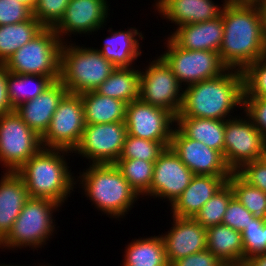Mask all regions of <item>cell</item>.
<instances>
[{
    "label": "cell",
    "instance_id": "obj_41",
    "mask_svg": "<svg viewBox=\"0 0 266 266\" xmlns=\"http://www.w3.org/2000/svg\"><path fill=\"white\" fill-rule=\"evenodd\" d=\"M263 134L266 142V97H243V112Z\"/></svg>",
    "mask_w": 266,
    "mask_h": 266
},
{
    "label": "cell",
    "instance_id": "obj_50",
    "mask_svg": "<svg viewBox=\"0 0 266 266\" xmlns=\"http://www.w3.org/2000/svg\"><path fill=\"white\" fill-rule=\"evenodd\" d=\"M221 266H240V264H227V263H223Z\"/></svg>",
    "mask_w": 266,
    "mask_h": 266
},
{
    "label": "cell",
    "instance_id": "obj_18",
    "mask_svg": "<svg viewBox=\"0 0 266 266\" xmlns=\"http://www.w3.org/2000/svg\"><path fill=\"white\" fill-rule=\"evenodd\" d=\"M173 226L161 237L164 242L169 265L175 260L207 248L206 228L194 218H181L172 215Z\"/></svg>",
    "mask_w": 266,
    "mask_h": 266
},
{
    "label": "cell",
    "instance_id": "obj_9",
    "mask_svg": "<svg viewBox=\"0 0 266 266\" xmlns=\"http://www.w3.org/2000/svg\"><path fill=\"white\" fill-rule=\"evenodd\" d=\"M42 148L41 137L15 110L0 116V163L5 172H17Z\"/></svg>",
    "mask_w": 266,
    "mask_h": 266
},
{
    "label": "cell",
    "instance_id": "obj_27",
    "mask_svg": "<svg viewBox=\"0 0 266 266\" xmlns=\"http://www.w3.org/2000/svg\"><path fill=\"white\" fill-rule=\"evenodd\" d=\"M85 124L125 122L126 103L112 97L89 91L80 94Z\"/></svg>",
    "mask_w": 266,
    "mask_h": 266
},
{
    "label": "cell",
    "instance_id": "obj_38",
    "mask_svg": "<svg viewBox=\"0 0 266 266\" xmlns=\"http://www.w3.org/2000/svg\"><path fill=\"white\" fill-rule=\"evenodd\" d=\"M70 0H38L33 16L45 28H54L65 14Z\"/></svg>",
    "mask_w": 266,
    "mask_h": 266
},
{
    "label": "cell",
    "instance_id": "obj_7",
    "mask_svg": "<svg viewBox=\"0 0 266 266\" xmlns=\"http://www.w3.org/2000/svg\"><path fill=\"white\" fill-rule=\"evenodd\" d=\"M62 43L53 28H44L9 57L4 66L10 73L48 76L57 81Z\"/></svg>",
    "mask_w": 266,
    "mask_h": 266
},
{
    "label": "cell",
    "instance_id": "obj_47",
    "mask_svg": "<svg viewBox=\"0 0 266 266\" xmlns=\"http://www.w3.org/2000/svg\"><path fill=\"white\" fill-rule=\"evenodd\" d=\"M228 1L238 5H250V6H257L266 3V0H228Z\"/></svg>",
    "mask_w": 266,
    "mask_h": 266
},
{
    "label": "cell",
    "instance_id": "obj_12",
    "mask_svg": "<svg viewBox=\"0 0 266 266\" xmlns=\"http://www.w3.org/2000/svg\"><path fill=\"white\" fill-rule=\"evenodd\" d=\"M244 116V118H243ZM225 120L224 159L232 172L244 164L263 157L265 140L263 134L246 115Z\"/></svg>",
    "mask_w": 266,
    "mask_h": 266
},
{
    "label": "cell",
    "instance_id": "obj_14",
    "mask_svg": "<svg viewBox=\"0 0 266 266\" xmlns=\"http://www.w3.org/2000/svg\"><path fill=\"white\" fill-rule=\"evenodd\" d=\"M176 117L169 111L146 104L140 99L126 104L127 135L161 142L170 147Z\"/></svg>",
    "mask_w": 266,
    "mask_h": 266
},
{
    "label": "cell",
    "instance_id": "obj_36",
    "mask_svg": "<svg viewBox=\"0 0 266 266\" xmlns=\"http://www.w3.org/2000/svg\"><path fill=\"white\" fill-rule=\"evenodd\" d=\"M243 77V97H266V55L250 64L243 71Z\"/></svg>",
    "mask_w": 266,
    "mask_h": 266
},
{
    "label": "cell",
    "instance_id": "obj_34",
    "mask_svg": "<svg viewBox=\"0 0 266 266\" xmlns=\"http://www.w3.org/2000/svg\"><path fill=\"white\" fill-rule=\"evenodd\" d=\"M234 196L230 184L227 182L206 204L199 210L194 219L204 228L222 224L226 208Z\"/></svg>",
    "mask_w": 266,
    "mask_h": 266
},
{
    "label": "cell",
    "instance_id": "obj_46",
    "mask_svg": "<svg viewBox=\"0 0 266 266\" xmlns=\"http://www.w3.org/2000/svg\"><path fill=\"white\" fill-rule=\"evenodd\" d=\"M257 7L261 17L262 36L266 45V3L257 5Z\"/></svg>",
    "mask_w": 266,
    "mask_h": 266
},
{
    "label": "cell",
    "instance_id": "obj_8",
    "mask_svg": "<svg viewBox=\"0 0 266 266\" xmlns=\"http://www.w3.org/2000/svg\"><path fill=\"white\" fill-rule=\"evenodd\" d=\"M166 51L160 57L167 63L178 82L186 87L190 84L215 78L228 68L219 52L208 50H186L180 48L170 37L166 40Z\"/></svg>",
    "mask_w": 266,
    "mask_h": 266
},
{
    "label": "cell",
    "instance_id": "obj_15",
    "mask_svg": "<svg viewBox=\"0 0 266 266\" xmlns=\"http://www.w3.org/2000/svg\"><path fill=\"white\" fill-rule=\"evenodd\" d=\"M170 147L195 175L231 176L233 173L221 152L187 138L176 126Z\"/></svg>",
    "mask_w": 266,
    "mask_h": 266
},
{
    "label": "cell",
    "instance_id": "obj_49",
    "mask_svg": "<svg viewBox=\"0 0 266 266\" xmlns=\"http://www.w3.org/2000/svg\"><path fill=\"white\" fill-rule=\"evenodd\" d=\"M262 160L266 163V144H265V148H264V151H263Z\"/></svg>",
    "mask_w": 266,
    "mask_h": 266
},
{
    "label": "cell",
    "instance_id": "obj_52",
    "mask_svg": "<svg viewBox=\"0 0 266 266\" xmlns=\"http://www.w3.org/2000/svg\"><path fill=\"white\" fill-rule=\"evenodd\" d=\"M264 225H265V239H266V220L264 221Z\"/></svg>",
    "mask_w": 266,
    "mask_h": 266
},
{
    "label": "cell",
    "instance_id": "obj_2",
    "mask_svg": "<svg viewBox=\"0 0 266 266\" xmlns=\"http://www.w3.org/2000/svg\"><path fill=\"white\" fill-rule=\"evenodd\" d=\"M184 88L181 109L176 117L228 120L234 117L231 115L234 108L239 106L243 110V71L227 69L215 78Z\"/></svg>",
    "mask_w": 266,
    "mask_h": 266
},
{
    "label": "cell",
    "instance_id": "obj_39",
    "mask_svg": "<svg viewBox=\"0 0 266 266\" xmlns=\"http://www.w3.org/2000/svg\"><path fill=\"white\" fill-rule=\"evenodd\" d=\"M253 218V214L233 196L227 205L222 224L242 232L252 223Z\"/></svg>",
    "mask_w": 266,
    "mask_h": 266
},
{
    "label": "cell",
    "instance_id": "obj_26",
    "mask_svg": "<svg viewBox=\"0 0 266 266\" xmlns=\"http://www.w3.org/2000/svg\"><path fill=\"white\" fill-rule=\"evenodd\" d=\"M175 124L187 138L202 142L224 156L225 120L176 117Z\"/></svg>",
    "mask_w": 266,
    "mask_h": 266
},
{
    "label": "cell",
    "instance_id": "obj_17",
    "mask_svg": "<svg viewBox=\"0 0 266 266\" xmlns=\"http://www.w3.org/2000/svg\"><path fill=\"white\" fill-rule=\"evenodd\" d=\"M109 6L107 0H70L63 18L53 29L62 42L65 35L97 33L106 25Z\"/></svg>",
    "mask_w": 266,
    "mask_h": 266
},
{
    "label": "cell",
    "instance_id": "obj_30",
    "mask_svg": "<svg viewBox=\"0 0 266 266\" xmlns=\"http://www.w3.org/2000/svg\"><path fill=\"white\" fill-rule=\"evenodd\" d=\"M44 28L34 16L21 23L0 26V64H4L20 47L32 40Z\"/></svg>",
    "mask_w": 266,
    "mask_h": 266
},
{
    "label": "cell",
    "instance_id": "obj_53",
    "mask_svg": "<svg viewBox=\"0 0 266 266\" xmlns=\"http://www.w3.org/2000/svg\"><path fill=\"white\" fill-rule=\"evenodd\" d=\"M240 266H248L245 262H243L242 264H240Z\"/></svg>",
    "mask_w": 266,
    "mask_h": 266
},
{
    "label": "cell",
    "instance_id": "obj_20",
    "mask_svg": "<svg viewBox=\"0 0 266 266\" xmlns=\"http://www.w3.org/2000/svg\"><path fill=\"white\" fill-rule=\"evenodd\" d=\"M227 1L219 6L212 0H155L153 6L160 17L180 27L216 19Z\"/></svg>",
    "mask_w": 266,
    "mask_h": 266
},
{
    "label": "cell",
    "instance_id": "obj_11",
    "mask_svg": "<svg viewBox=\"0 0 266 266\" xmlns=\"http://www.w3.org/2000/svg\"><path fill=\"white\" fill-rule=\"evenodd\" d=\"M84 129L81 95L67 93L57 106L47 131L41 137L42 146L73 151L79 144Z\"/></svg>",
    "mask_w": 266,
    "mask_h": 266
},
{
    "label": "cell",
    "instance_id": "obj_42",
    "mask_svg": "<svg viewBox=\"0 0 266 266\" xmlns=\"http://www.w3.org/2000/svg\"><path fill=\"white\" fill-rule=\"evenodd\" d=\"M236 173L249 185L266 193V163L262 159L244 164Z\"/></svg>",
    "mask_w": 266,
    "mask_h": 266
},
{
    "label": "cell",
    "instance_id": "obj_16",
    "mask_svg": "<svg viewBox=\"0 0 266 266\" xmlns=\"http://www.w3.org/2000/svg\"><path fill=\"white\" fill-rule=\"evenodd\" d=\"M194 176L172 148L167 147L154 162L150 197L169 201L171 206L189 186Z\"/></svg>",
    "mask_w": 266,
    "mask_h": 266
},
{
    "label": "cell",
    "instance_id": "obj_23",
    "mask_svg": "<svg viewBox=\"0 0 266 266\" xmlns=\"http://www.w3.org/2000/svg\"><path fill=\"white\" fill-rule=\"evenodd\" d=\"M30 198L23 179L16 172H3L0 180V242Z\"/></svg>",
    "mask_w": 266,
    "mask_h": 266
},
{
    "label": "cell",
    "instance_id": "obj_29",
    "mask_svg": "<svg viewBox=\"0 0 266 266\" xmlns=\"http://www.w3.org/2000/svg\"><path fill=\"white\" fill-rule=\"evenodd\" d=\"M135 68H116L94 91L126 104L139 99L140 70Z\"/></svg>",
    "mask_w": 266,
    "mask_h": 266
},
{
    "label": "cell",
    "instance_id": "obj_32",
    "mask_svg": "<svg viewBox=\"0 0 266 266\" xmlns=\"http://www.w3.org/2000/svg\"><path fill=\"white\" fill-rule=\"evenodd\" d=\"M114 164L139 196H150L154 162L139 159H118Z\"/></svg>",
    "mask_w": 266,
    "mask_h": 266
},
{
    "label": "cell",
    "instance_id": "obj_54",
    "mask_svg": "<svg viewBox=\"0 0 266 266\" xmlns=\"http://www.w3.org/2000/svg\"><path fill=\"white\" fill-rule=\"evenodd\" d=\"M39 266H50V264H49V265H45V264L42 265V264H39Z\"/></svg>",
    "mask_w": 266,
    "mask_h": 266
},
{
    "label": "cell",
    "instance_id": "obj_33",
    "mask_svg": "<svg viewBox=\"0 0 266 266\" xmlns=\"http://www.w3.org/2000/svg\"><path fill=\"white\" fill-rule=\"evenodd\" d=\"M227 182L230 184L234 197L256 219L266 220V193L249 185L236 172H233Z\"/></svg>",
    "mask_w": 266,
    "mask_h": 266
},
{
    "label": "cell",
    "instance_id": "obj_28",
    "mask_svg": "<svg viewBox=\"0 0 266 266\" xmlns=\"http://www.w3.org/2000/svg\"><path fill=\"white\" fill-rule=\"evenodd\" d=\"M125 248L122 266H170L160 234L134 239Z\"/></svg>",
    "mask_w": 266,
    "mask_h": 266
},
{
    "label": "cell",
    "instance_id": "obj_48",
    "mask_svg": "<svg viewBox=\"0 0 266 266\" xmlns=\"http://www.w3.org/2000/svg\"><path fill=\"white\" fill-rule=\"evenodd\" d=\"M17 1L21 2L22 4L30 8L32 11L35 9L38 2V0H17Z\"/></svg>",
    "mask_w": 266,
    "mask_h": 266
},
{
    "label": "cell",
    "instance_id": "obj_24",
    "mask_svg": "<svg viewBox=\"0 0 266 266\" xmlns=\"http://www.w3.org/2000/svg\"><path fill=\"white\" fill-rule=\"evenodd\" d=\"M139 31L135 27L126 31H115L110 28L108 30L110 35L103 40L102 48H96V50L116 68L134 67V60L137 61L142 53L139 40L144 39L143 33Z\"/></svg>",
    "mask_w": 266,
    "mask_h": 266
},
{
    "label": "cell",
    "instance_id": "obj_13",
    "mask_svg": "<svg viewBox=\"0 0 266 266\" xmlns=\"http://www.w3.org/2000/svg\"><path fill=\"white\" fill-rule=\"evenodd\" d=\"M126 135L125 122L85 124L72 153L89 159L90 164H114L122 153Z\"/></svg>",
    "mask_w": 266,
    "mask_h": 266
},
{
    "label": "cell",
    "instance_id": "obj_31",
    "mask_svg": "<svg viewBox=\"0 0 266 266\" xmlns=\"http://www.w3.org/2000/svg\"><path fill=\"white\" fill-rule=\"evenodd\" d=\"M54 81L48 76L16 74L8 71L7 97L13 109L40 95Z\"/></svg>",
    "mask_w": 266,
    "mask_h": 266
},
{
    "label": "cell",
    "instance_id": "obj_19",
    "mask_svg": "<svg viewBox=\"0 0 266 266\" xmlns=\"http://www.w3.org/2000/svg\"><path fill=\"white\" fill-rule=\"evenodd\" d=\"M67 93L66 87L57 80L36 98L20 104L14 110L34 132L42 137L50 125L57 106Z\"/></svg>",
    "mask_w": 266,
    "mask_h": 266
},
{
    "label": "cell",
    "instance_id": "obj_25",
    "mask_svg": "<svg viewBox=\"0 0 266 266\" xmlns=\"http://www.w3.org/2000/svg\"><path fill=\"white\" fill-rule=\"evenodd\" d=\"M207 250L222 263L242 264L244 249L241 232L227 225L218 224L206 229Z\"/></svg>",
    "mask_w": 266,
    "mask_h": 266
},
{
    "label": "cell",
    "instance_id": "obj_1",
    "mask_svg": "<svg viewBox=\"0 0 266 266\" xmlns=\"http://www.w3.org/2000/svg\"><path fill=\"white\" fill-rule=\"evenodd\" d=\"M221 15L223 41L219 50L220 58L228 69L244 71L266 55L258 7L227 1Z\"/></svg>",
    "mask_w": 266,
    "mask_h": 266
},
{
    "label": "cell",
    "instance_id": "obj_21",
    "mask_svg": "<svg viewBox=\"0 0 266 266\" xmlns=\"http://www.w3.org/2000/svg\"><path fill=\"white\" fill-rule=\"evenodd\" d=\"M230 176L195 175L189 186L171 205L173 216L194 218L226 183Z\"/></svg>",
    "mask_w": 266,
    "mask_h": 266
},
{
    "label": "cell",
    "instance_id": "obj_10",
    "mask_svg": "<svg viewBox=\"0 0 266 266\" xmlns=\"http://www.w3.org/2000/svg\"><path fill=\"white\" fill-rule=\"evenodd\" d=\"M140 69L139 99L178 115L183 99V86L167 63L159 56Z\"/></svg>",
    "mask_w": 266,
    "mask_h": 266
},
{
    "label": "cell",
    "instance_id": "obj_35",
    "mask_svg": "<svg viewBox=\"0 0 266 266\" xmlns=\"http://www.w3.org/2000/svg\"><path fill=\"white\" fill-rule=\"evenodd\" d=\"M165 148L161 142L126 135L119 159H139L155 162Z\"/></svg>",
    "mask_w": 266,
    "mask_h": 266
},
{
    "label": "cell",
    "instance_id": "obj_51",
    "mask_svg": "<svg viewBox=\"0 0 266 266\" xmlns=\"http://www.w3.org/2000/svg\"><path fill=\"white\" fill-rule=\"evenodd\" d=\"M0 266H19V265H11V264H8V265H7V264H5V263H2V264L0 263ZM21 266H22V265H21Z\"/></svg>",
    "mask_w": 266,
    "mask_h": 266
},
{
    "label": "cell",
    "instance_id": "obj_43",
    "mask_svg": "<svg viewBox=\"0 0 266 266\" xmlns=\"http://www.w3.org/2000/svg\"><path fill=\"white\" fill-rule=\"evenodd\" d=\"M223 263L209 250L175 260L170 266H221Z\"/></svg>",
    "mask_w": 266,
    "mask_h": 266
},
{
    "label": "cell",
    "instance_id": "obj_5",
    "mask_svg": "<svg viewBox=\"0 0 266 266\" xmlns=\"http://www.w3.org/2000/svg\"><path fill=\"white\" fill-rule=\"evenodd\" d=\"M62 43L59 80L68 93L82 94L94 91L116 67L95 48Z\"/></svg>",
    "mask_w": 266,
    "mask_h": 266
},
{
    "label": "cell",
    "instance_id": "obj_6",
    "mask_svg": "<svg viewBox=\"0 0 266 266\" xmlns=\"http://www.w3.org/2000/svg\"><path fill=\"white\" fill-rule=\"evenodd\" d=\"M61 205L45 198H29L15 220L7 236L0 242V248L14 250L23 247H44L55 233L54 211ZM51 236V237H50Z\"/></svg>",
    "mask_w": 266,
    "mask_h": 266
},
{
    "label": "cell",
    "instance_id": "obj_44",
    "mask_svg": "<svg viewBox=\"0 0 266 266\" xmlns=\"http://www.w3.org/2000/svg\"><path fill=\"white\" fill-rule=\"evenodd\" d=\"M7 75L4 64H0V116L14 111L7 97Z\"/></svg>",
    "mask_w": 266,
    "mask_h": 266
},
{
    "label": "cell",
    "instance_id": "obj_4",
    "mask_svg": "<svg viewBox=\"0 0 266 266\" xmlns=\"http://www.w3.org/2000/svg\"><path fill=\"white\" fill-rule=\"evenodd\" d=\"M80 171L78 180L82 192L95 208L110 218H123L132 210L139 196L128 184L115 164H89ZM134 203V204H133Z\"/></svg>",
    "mask_w": 266,
    "mask_h": 266
},
{
    "label": "cell",
    "instance_id": "obj_22",
    "mask_svg": "<svg viewBox=\"0 0 266 266\" xmlns=\"http://www.w3.org/2000/svg\"><path fill=\"white\" fill-rule=\"evenodd\" d=\"M170 38L186 50H208L219 52L223 41L222 15L216 19L176 27Z\"/></svg>",
    "mask_w": 266,
    "mask_h": 266
},
{
    "label": "cell",
    "instance_id": "obj_3",
    "mask_svg": "<svg viewBox=\"0 0 266 266\" xmlns=\"http://www.w3.org/2000/svg\"><path fill=\"white\" fill-rule=\"evenodd\" d=\"M71 152L42 148L16 172L31 198L50 199L63 206L77 184L65 158Z\"/></svg>",
    "mask_w": 266,
    "mask_h": 266
},
{
    "label": "cell",
    "instance_id": "obj_45",
    "mask_svg": "<svg viewBox=\"0 0 266 266\" xmlns=\"http://www.w3.org/2000/svg\"><path fill=\"white\" fill-rule=\"evenodd\" d=\"M245 263L248 266H266V252L250 256Z\"/></svg>",
    "mask_w": 266,
    "mask_h": 266
},
{
    "label": "cell",
    "instance_id": "obj_40",
    "mask_svg": "<svg viewBox=\"0 0 266 266\" xmlns=\"http://www.w3.org/2000/svg\"><path fill=\"white\" fill-rule=\"evenodd\" d=\"M33 11L17 0H0V26L29 20Z\"/></svg>",
    "mask_w": 266,
    "mask_h": 266
},
{
    "label": "cell",
    "instance_id": "obj_37",
    "mask_svg": "<svg viewBox=\"0 0 266 266\" xmlns=\"http://www.w3.org/2000/svg\"><path fill=\"white\" fill-rule=\"evenodd\" d=\"M241 236L244 262L250 256L266 252L265 225L263 220L254 217L252 223L241 232Z\"/></svg>",
    "mask_w": 266,
    "mask_h": 266
}]
</instances>
